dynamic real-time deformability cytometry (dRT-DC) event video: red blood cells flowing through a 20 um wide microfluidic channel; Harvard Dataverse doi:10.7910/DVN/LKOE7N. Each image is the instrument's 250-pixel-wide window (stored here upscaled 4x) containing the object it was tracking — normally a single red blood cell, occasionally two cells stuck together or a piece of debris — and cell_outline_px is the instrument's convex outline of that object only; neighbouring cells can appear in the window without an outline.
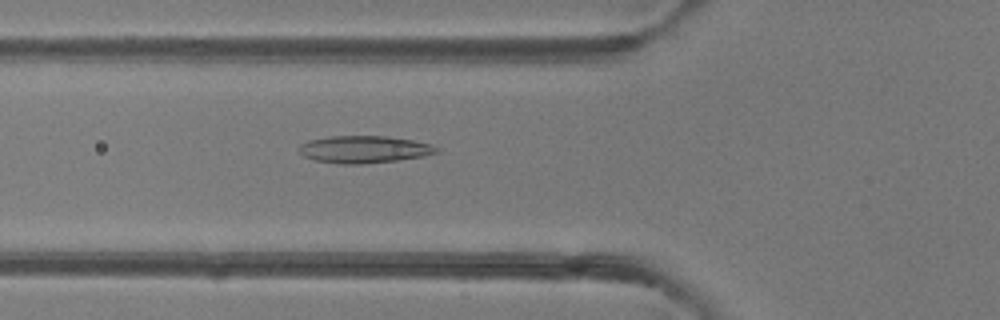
{"species": "common noctule bat (a hibernating species)", "species_latin": "Nyctalus noctula", "temperature_condition": "room temperature", "stored_images_in_passage": 50, "camera_frame_rate_fps": 3000, "um_per_image_px": 0.085, "animal": {"sex": "female"}, "frame": {"image": 1, "passage_image": 18, "time_ms": 5.667, "image_size_px": [1000, 320], "cell_outline_px": [[440, 152], [424, 156], [396, 160], [364, 164], [336, 164], [316, 160], [304, 156], [296, 148], [300, 144], [308, 140], [328, 136], [388, 136], [412, 140], [428, 144], [440, 148]], "centroid_in_image_um": [30.92, 12.69], "position_along_channel_um": 94.9, "area_um2": 21.96}}
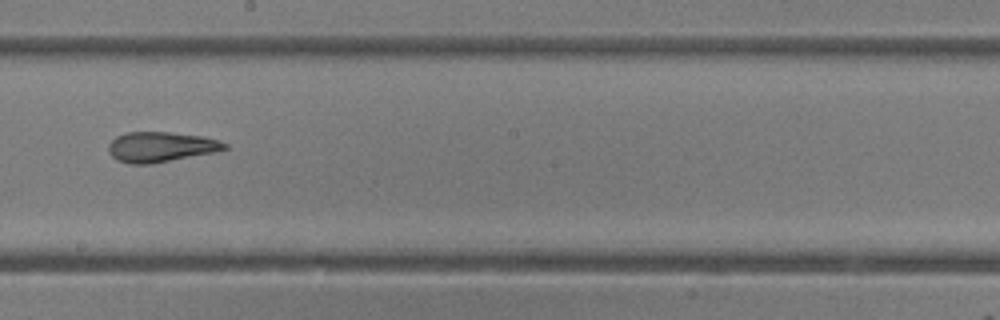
{"frame": {"image": 2, "passage_image": 28, "time_ms": 9.0, "image_size_px": [1000, 320], "cell_outline_px": [[228, 148], [216, 152], [152, 164], [128, 164], [116, 160], [108, 152], [108, 144], [116, 136], [128, 132], [168, 132], [204, 136], [220, 140], [228, 144]], "centroid_in_image_um": [13.68, 12.49], "position_along_channel_um": 234.5, "area_um2": 20.69}}
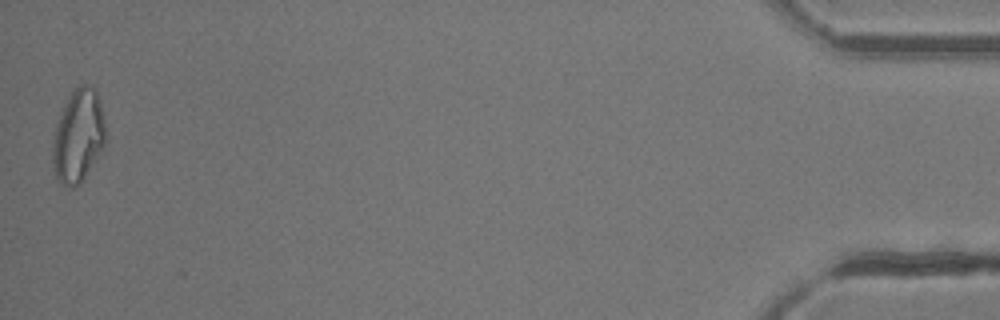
{"frame": {"image": 3, "passage_image": 49, "time_ms": 16.0, "image_size_px": [1000, 320], "cell_outline_px": [[108, 140], [84, 176], [72, 188], [60, 184], [56, 176], [52, 160], [52, 140], [60, 116], [72, 92], [80, 84], [88, 84], [96, 88], [104, 116]], "centroid_in_image_um": [6.68, 11.53], "position_along_channel_um": 428.5, "area_um2": 28.44}, "authors_computed_cell_mechanics": {"area_um2": 22.2241, "velocity_mm_per_s": 4.1614, "shape_relaxation_time_tau1_ms": null, "shape_relaxation_time_tau2_ms": 2.5498, "deformation_change_tau1": null, "deformation_change_tau2": 0.1083}}